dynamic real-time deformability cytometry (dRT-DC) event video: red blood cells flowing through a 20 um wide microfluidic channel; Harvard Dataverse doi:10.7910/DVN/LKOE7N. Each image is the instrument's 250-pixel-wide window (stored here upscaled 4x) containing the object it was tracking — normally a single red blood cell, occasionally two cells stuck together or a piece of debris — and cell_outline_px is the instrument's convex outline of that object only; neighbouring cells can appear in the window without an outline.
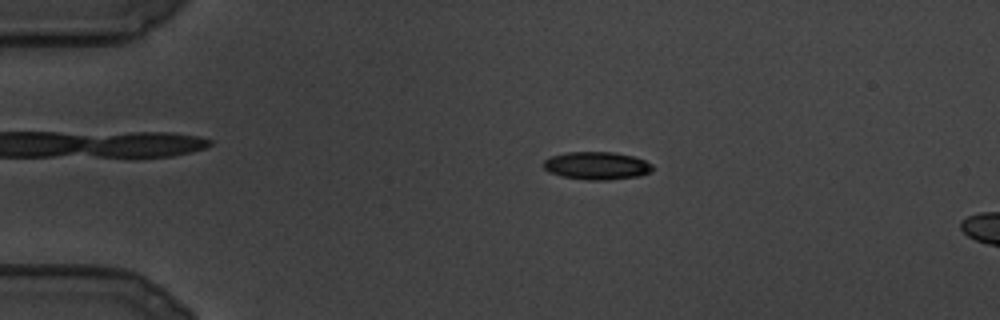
{"species": "common noctule bat (a hibernating species)", "species_latin": "Nyctalus noctula", "temperature_condition": "cold", "stored_images_in_passage": 18, "camera_frame_rate_fps": 3000, "um_per_image_px": 0.085, "animal": {"sex": "male", "body_mass_g": 19.5, "forearm_length_mm": 54.6}, "frame": {"image": 1, "passage_image": 11, "time_ms": 3.333, "image_size_px": [1000, 320], "cell_outline_px": [[652, 168], [648, 172], [640, 176], [608, 180], [588, 180], [560, 176], [548, 172], [544, 168], [544, 160], [552, 156], [568, 152], [612, 152], [632, 156], [644, 160], [652, 164]], "centroid_in_image_um": [50.7, 14.09], "position_along_channel_um": 34.3, "area_um2": 17.57}}